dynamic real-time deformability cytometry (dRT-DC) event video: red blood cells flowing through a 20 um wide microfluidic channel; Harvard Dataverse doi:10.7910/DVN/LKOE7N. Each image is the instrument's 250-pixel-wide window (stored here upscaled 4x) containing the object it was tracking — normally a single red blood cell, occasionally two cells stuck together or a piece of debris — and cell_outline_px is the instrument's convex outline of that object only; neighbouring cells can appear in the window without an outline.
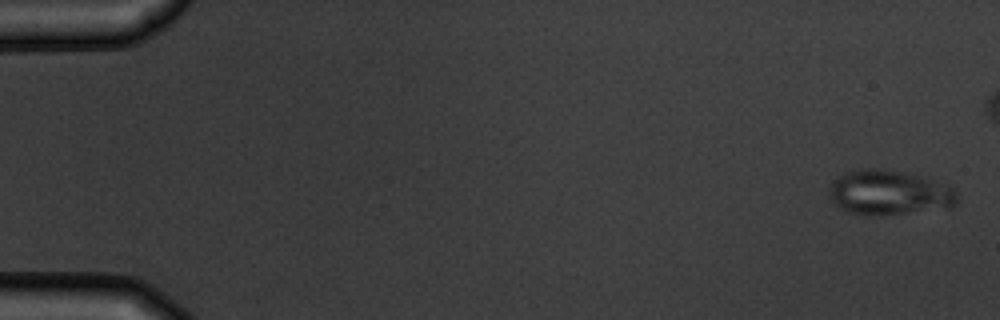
{"species": "common noctule bat (a hibernating species)", "species_latin": "Nyctalus noctula", "temperature_condition": "warm", "stored_images_in_passage": 5, "camera_frame_rate_fps": 3000, "um_per_image_px": 0.085, "animal": {"sex": "male", "body_mass_g": 19.5, "forearm_length_mm": 54.6}, "frame": {"image": 1, "passage_image": 1, "time_ms": 0.0, "image_size_px": [1000, 320], "cell_outline_px": [[956, 204], [948, 208], [884, 216], [872, 216], [848, 212], [840, 208], [832, 200], [828, 192], [828, 188], [832, 180], [844, 172], [860, 168], [884, 168], [932, 176], [956, 188]], "centroid_in_image_um": [75.62, 16.34], "position_along_channel_um": 9.4, "area_um2": 34.8}}